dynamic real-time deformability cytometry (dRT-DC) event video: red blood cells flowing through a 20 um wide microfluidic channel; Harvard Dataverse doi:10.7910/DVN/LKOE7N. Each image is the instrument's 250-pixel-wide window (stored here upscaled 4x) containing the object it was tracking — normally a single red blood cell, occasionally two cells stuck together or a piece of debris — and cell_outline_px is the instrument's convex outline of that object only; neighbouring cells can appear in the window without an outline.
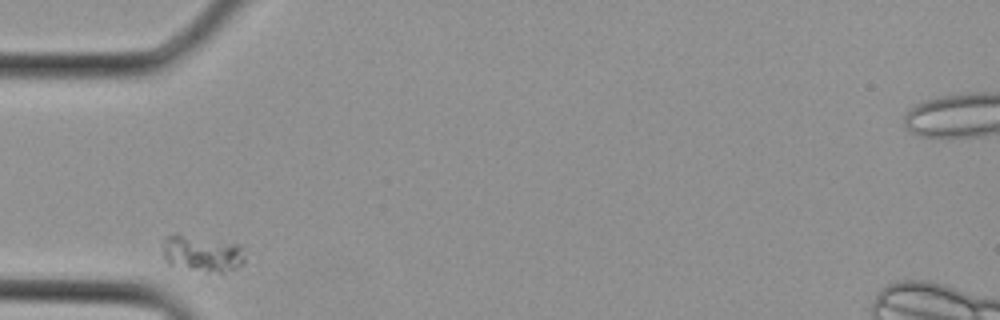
{"species": "Egyptian fruit bat (a non-hibernating species)", "species_latin": "Rousettus aegyptiacus", "temperature_condition": "cold", "stored_images_in_passage": 1, "camera_frame_rate_fps": 3000, "um_per_image_px": 0.085, "animal": {"sex": "female"}, "frame": {"image": 1, "passage_image": 1, "time_ms": 0.0, "image_size_px": [1000, 320], "cell_outline_px": [[244, 264], [224, 276], [204, 272], [168, 264], [164, 256], [164, 236], [176, 232], [240, 244], [244, 256]], "centroid_in_image_um": [17.23, 21.57], "position_along_channel_um": 67.8, "area_um2": 18.26}}